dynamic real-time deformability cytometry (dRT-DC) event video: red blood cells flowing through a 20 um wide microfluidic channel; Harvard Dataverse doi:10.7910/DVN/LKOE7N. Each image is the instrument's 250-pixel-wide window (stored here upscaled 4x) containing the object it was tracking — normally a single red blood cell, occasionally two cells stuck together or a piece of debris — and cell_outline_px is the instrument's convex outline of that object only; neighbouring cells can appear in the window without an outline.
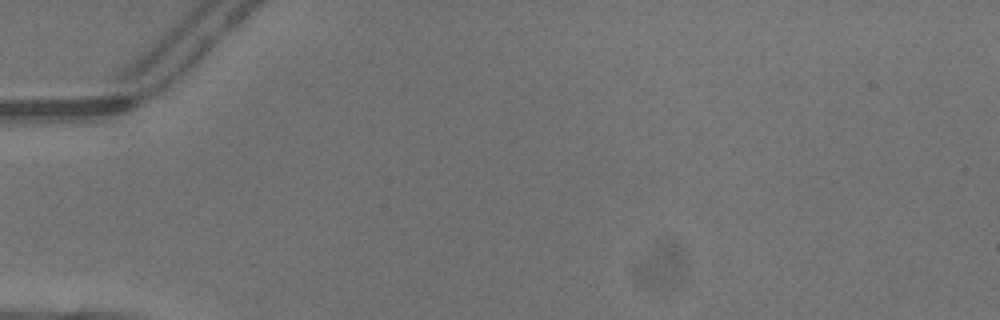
{"species": "common noctule bat (a hibernating species)", "species_latin": "Nyctalus noctula", "temperature_condition": "warm", "stored_images_in_passage": 1, "camera_frame_rate_fps": 3000, "um_per_image_px": 0.085, "animal": {"sex": "male", "body_mass_g": 13.3}, "frame": {"image": 1, "passage_image": 1, "time_ms": 0.0, "image_size_px": [1000, 320], "cell_outline_px": [[216, 68], [208, 80], [204, 84], [168, 112], [156, 112], [164, 80], [208, 36], [216, 64]], "centroid_in_image_um": [15.94, 6.55], "position_along_channel_um": 69.1, "area_um2": 14.97}}